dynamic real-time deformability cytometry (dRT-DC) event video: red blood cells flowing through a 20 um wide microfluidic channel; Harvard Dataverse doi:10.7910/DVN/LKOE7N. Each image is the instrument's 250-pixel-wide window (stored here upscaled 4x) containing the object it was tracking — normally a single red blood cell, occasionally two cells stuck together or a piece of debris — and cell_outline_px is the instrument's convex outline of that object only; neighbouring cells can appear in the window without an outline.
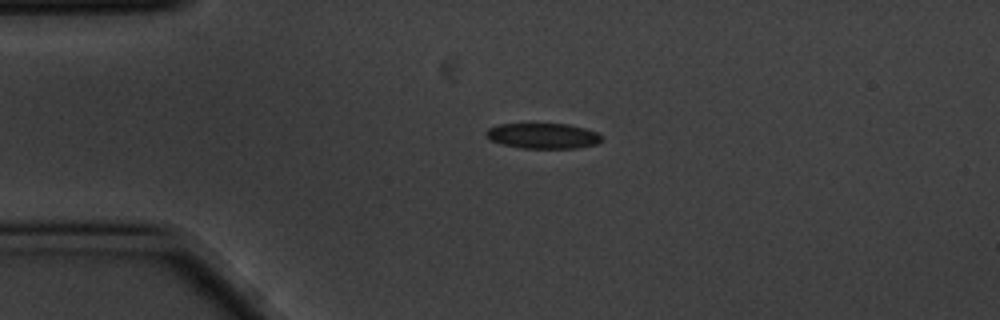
{"species": "common noctule bat (a hibernating species)", "species_latin": "Nyctalus noctula", "temperature_condition": "cold", "stored_images_in_passage": 2, "camera_frame_rate_fps": 3000, "um_per_image_px": 0.085, "animal": {"sex": "male", "body_mass_g": 20.1, "forearm_length_mm": 53.5}, "frame": {"image": 1, "passage_image": 1, "time_ms": 0.0, "image_size_px": [1000, 320], "cell_outline_px": [[600, 140], [596, 144], [580, 148], [520, 148], [504, 144], [492, 140], [484, 132], [488, 128], [500, 124], [568, 124], [584, 128], [596, 132], [600, 136]], "centroid_in_image_um": [46.15, 11.55], "position_along_channel_um": 38.8, "area_um2": 16.88}}